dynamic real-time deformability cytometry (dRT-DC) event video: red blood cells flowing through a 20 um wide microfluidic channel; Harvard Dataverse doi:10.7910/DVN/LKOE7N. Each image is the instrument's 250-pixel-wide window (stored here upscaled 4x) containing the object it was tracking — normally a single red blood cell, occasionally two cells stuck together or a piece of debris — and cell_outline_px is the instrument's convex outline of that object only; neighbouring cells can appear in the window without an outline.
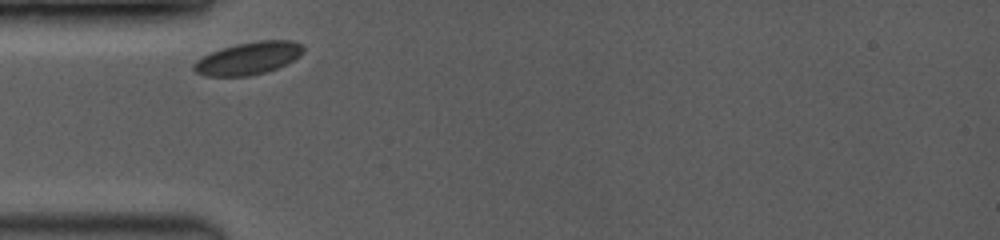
{"species": "common noctule bat (a hibernating species)", "species_latin": "Nyctalus noctula", "temperature_condition": "room temperature", "stored_images_in_passage": 38, "camera_frame_rate_fps": 3500, "um_per_image_px": 0.085, "animal": {"sex": "female", "body_mass_g": 19.0, "forearm_length_mm": 53.3}, "frame": {"image": 1, "passage_image": 1, "time_ms": 0.0, "image_size_px": [1000, 240], "cell_outline_px": [[304, 52], [300, 56], [276, 68], [264, 72], [248, 76], [204, 76], [196, 72], [192, 68], [192, 64], [196, 60], [212, 52], [224, 48], [240, 44], [260, 40], [292, 40], [300, 44], [304, 48]], "centroid_in_image_um": [21.1, 4.96], "position_along_channel_um": 63.9, "area_um2": 20.4}}
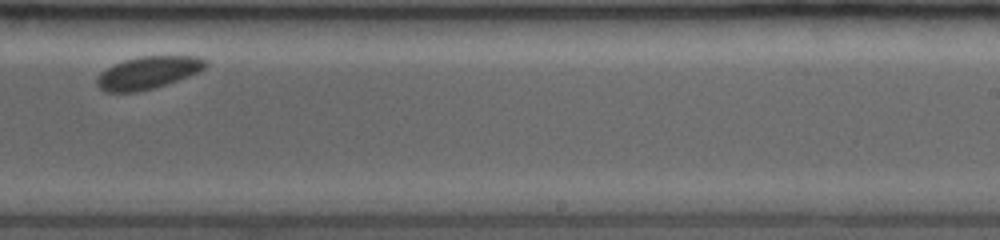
{"frame": {"image": 2, "passage_image": 16, "time_ms": 5.714, "image_size_px": [1000, 240], "cell_outline_px": [[208, 64], [204, 68], [188, 76], [152, 88], [136, 92], [104, 92], [96, 84], [96, 80], [100, 72], [112, 64], [124, 60], [140, 56], [196, 56], [208, 60]], "centroid_in_image_um": [12.54, 6.16], "position_along_channel_um": 276.5, "area_um2": 20.46}}
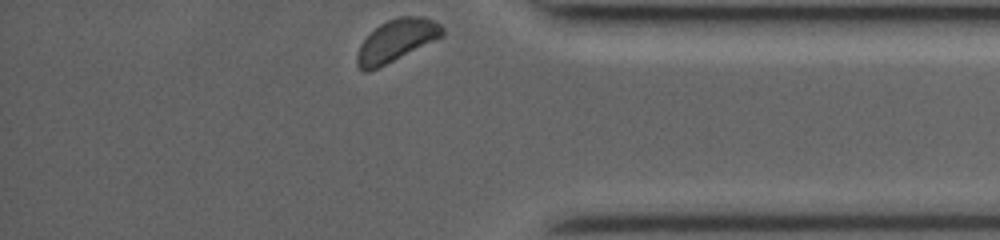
{"frame": {"image": 3, "passage_image": 38, "time_ms": 9.143, "image_size_px": [1000, 240], "cell_outline_px": [[444, 36], [368, 72], [364, 72], [356, 64], [356, 56], [360, 44], [380, 24], [388, 20], [400, 16], [424, 16], [440, 24], [444, 28]], "centroid_in_image_um": [33.7, 3.43], "position_along_channel_um": 401.5, "area_um2": 20.63}, "authors_computed_cell_mechanics": {"area_um2": 20.6346, "velocity_mm_per_s": 3.7716, "shape_relaxation_time_tau1_ms": 0.5055, "shape_relaxation_time_tau2_ms": 6.3508, "deformation_change_tau1": 0.0336, "deformation_change_tau2": 0.0537}}